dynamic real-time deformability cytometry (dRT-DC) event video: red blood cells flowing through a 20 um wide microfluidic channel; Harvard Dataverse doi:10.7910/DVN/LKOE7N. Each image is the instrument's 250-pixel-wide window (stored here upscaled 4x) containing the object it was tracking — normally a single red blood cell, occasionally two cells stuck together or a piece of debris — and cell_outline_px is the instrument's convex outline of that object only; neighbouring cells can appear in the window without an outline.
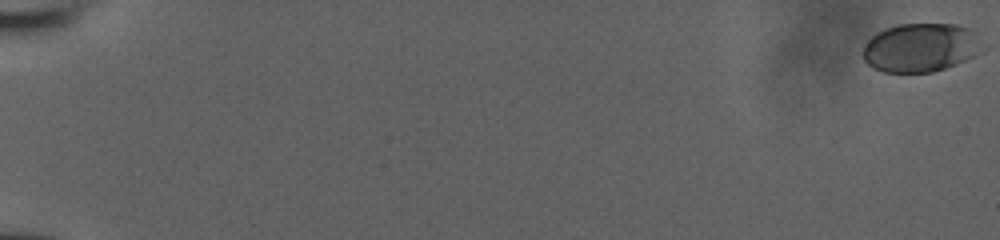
{"species": "human", "species_latin": "Homo sapiens", "temperature_condition": "room temperature", "stored_images_in_passage": 10, "camera_frame_rate_fps": 3000, "um_per_image_px": 0.085, "donor": {"sex": "male"}, "frame": {"image": 1, "passage_image": 1, "time_ms": 0.0, "image_size_px": [1000, 240], "cell_outline_px": [[976, 32], [972, 56], [956, 64], [932, 72], [884, 72], [872, 68], [864, 60], [864, 48], [868, 40], [872, 36], [888, 28], [900, 24], [956, 24], [972, 28]], "centroid_in_image_um": [78.15, 4.04], "position_along_channel_um": 6.8, "area_um2": 32.83}}
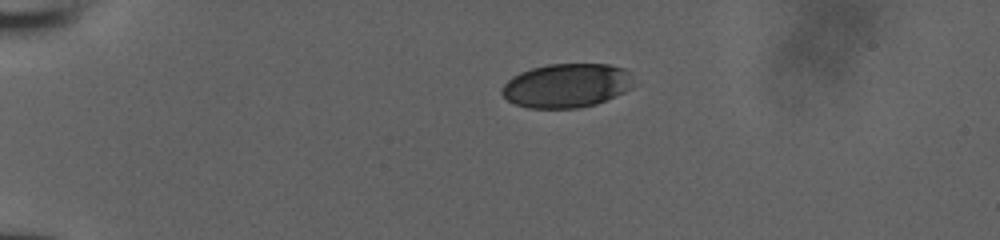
{"frame": {"image": 2, "passage_image": 7, "time_ms": 2.0, "image_size_px": [1000, 240], "cell_outline_px": [[640, 84], [624, 92], [596, 104], [580, 108], [528, 108], [516, 104], [508, 100], [500, 92], [504, 84], [512, 76], [520, 72], [532, 68], [548, 64], [608, 64], [624, 68]], "centroid_in_image_um": [48.22, 7.27], "position_along_channel_um": 36.8, "area_um2": 34.16}}
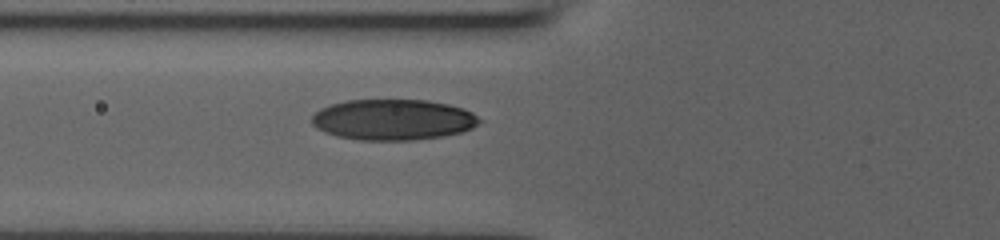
{"frame": {"image": 3, "passage_image": 10, "time_ms": 3.0, "image_size_px": [1000, 240], "cell_outline_px": [[484, 120], [472, 128], [460, 132], [444, 136], [412, 140], [360, 140], [336, 136], [324, 132], [316, 128], [312, 124], [312, 116], [320, 108], [332, 104], [348, 100], [428, 100], [448, 104], [464, 108], [472, 112]], "centroid_in_image_um": [33.43, 10.17], "position_along_channel_um": 92.4, "area_um2": 40.06}}